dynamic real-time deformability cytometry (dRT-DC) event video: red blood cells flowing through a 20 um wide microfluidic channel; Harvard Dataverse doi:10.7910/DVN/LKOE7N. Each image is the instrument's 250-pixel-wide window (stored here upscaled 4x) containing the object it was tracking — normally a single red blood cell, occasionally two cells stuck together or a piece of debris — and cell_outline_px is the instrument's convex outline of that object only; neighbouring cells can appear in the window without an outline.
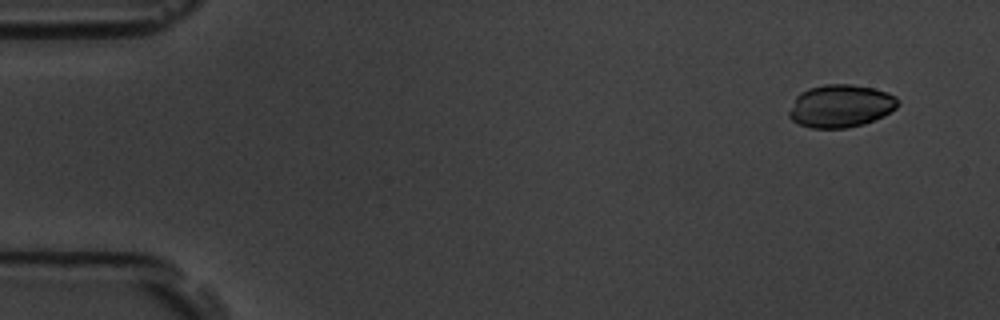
{"species": "common noctule bat (a hibernating species)", "species_latin": "Nyctalus noctula", "temperature_condition": "room temperature", "stored_images_in_passage": 6, "camera_frame_rate_fps": 3000, "um_per_image_px": 0.085, "animal": {"sex": "male", "body_mass_g": 19.5, "forearm_length_mm": 54.6}, "frame": {"image": 1, "passage_image": 1, "time_ms": 0.0, "image_size_px": [1000, 320], "cell_outline_px": [[900, 104], [896, 108], [884, 116], [864, 124], [848, 128], [812, 128], [800, 124], [792, 120], [788, 116], [788, 112], [796, 96], [800, 92], [808, 88], [824, 84], [852, 84], [872, 88], [888, 92], [896, 96], [900, 100]], "centroid_in_image_um": [71.47, 9.0], "position_along_channel_um": 13.5, "area_um2": 27.4}}
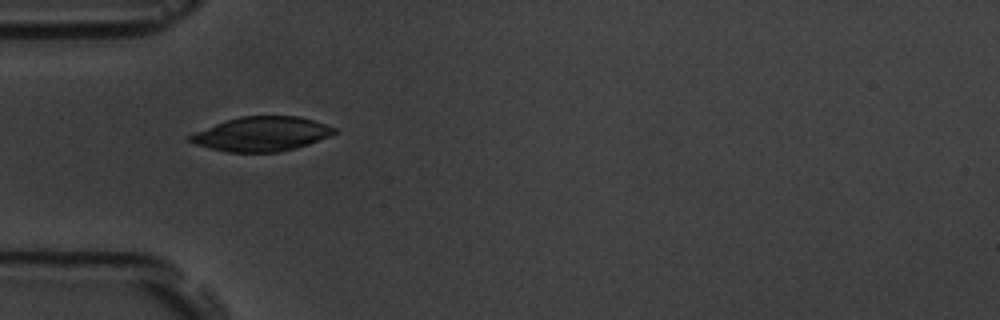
{"frame": {"image": 2, "passage_image": 5, "time_ms": 4.667, "image_size_px": [1000, 320], "cell_outline_px": [[336, 132], [328, 136], [308, 144], [296, 148], [280, 152], [228, 152], [196, 144], [188, 140], [188, 136], [196, 132], [216, 124], [240, 116], [300, 116], [336, 128]], "centroid_in_image_um": [22.25, 11.39], "position_along_channel_um": 62.7, "area_um2": 28.44}}
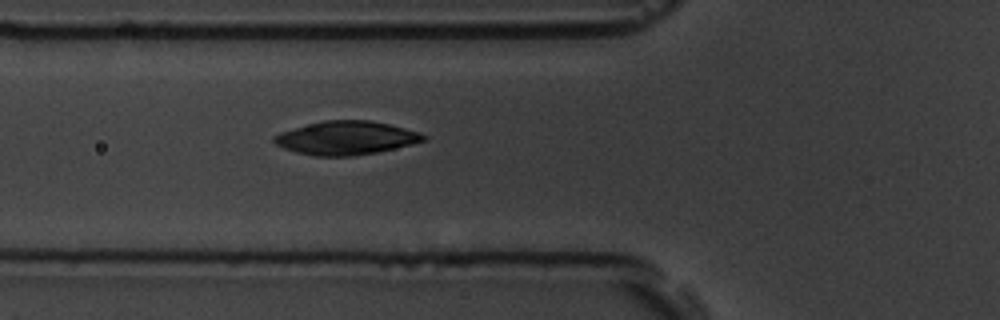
{"frame": {"image": 3, "passage_image": 6, "time_ms": 5.667, "image_size_px": [1000, 320], "cell_outline_px": [[428, 136], [424, 140], [412, 144], [376, 152], [352, 156], [316, 156], [296, 152], [284, 148], [276, 144], [272, 140], [272, 136], [280, 132], [308, 124], [324, 120], [368, 120], [388, 124], [420, 132]], "centroid_in_image_um": [29.4, 11.72], "position_along_channel_um": 96.4, "area_um2": 29.02}}